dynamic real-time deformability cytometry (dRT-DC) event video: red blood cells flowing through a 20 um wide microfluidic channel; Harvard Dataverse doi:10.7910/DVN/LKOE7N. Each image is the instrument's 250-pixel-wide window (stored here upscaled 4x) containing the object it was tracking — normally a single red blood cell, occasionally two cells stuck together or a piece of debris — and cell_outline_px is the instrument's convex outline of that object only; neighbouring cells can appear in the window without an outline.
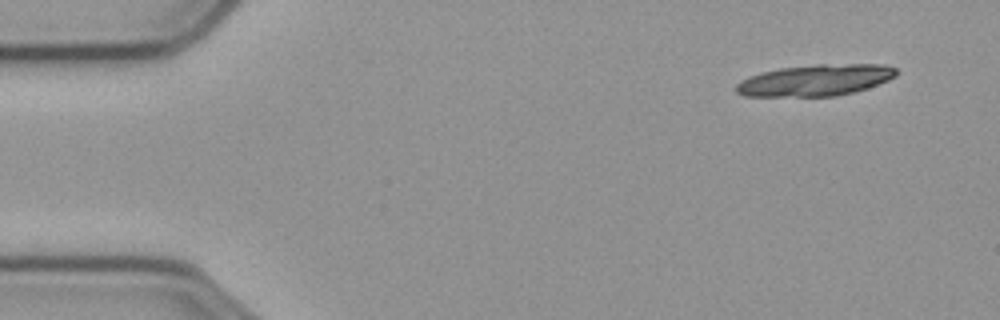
{"species": "common noctule bat (a hibernating species)", "species_latin": "Nyctalus noctula", "temperature_condition": "cold", "stored_images_in_passage": 16, "camera_frame_rate_fps": 3000, "um_per_image_px": 0.085, "animal": {"sex": "male", "body_mass_g": 23.1, "forearm_length_mm": 52.7}, "frame": {"image": 1, "passage_image": 1, "time_ms": 0.0, "image_size_px": [1000, 320], "cell_outline_px": [[896, 76], [888, 80], [852, 92], [836, 96], [744, 96], [736, 92], [736, 84], [740, 80], [748, 76], [760, 72], [780, 68], [816, 64], [884, 64], [896, 68]], "centroid_in_image_um": [69.26, 6.81], "position_along_channel_um": 15.7, "area_um2": 29.25}}